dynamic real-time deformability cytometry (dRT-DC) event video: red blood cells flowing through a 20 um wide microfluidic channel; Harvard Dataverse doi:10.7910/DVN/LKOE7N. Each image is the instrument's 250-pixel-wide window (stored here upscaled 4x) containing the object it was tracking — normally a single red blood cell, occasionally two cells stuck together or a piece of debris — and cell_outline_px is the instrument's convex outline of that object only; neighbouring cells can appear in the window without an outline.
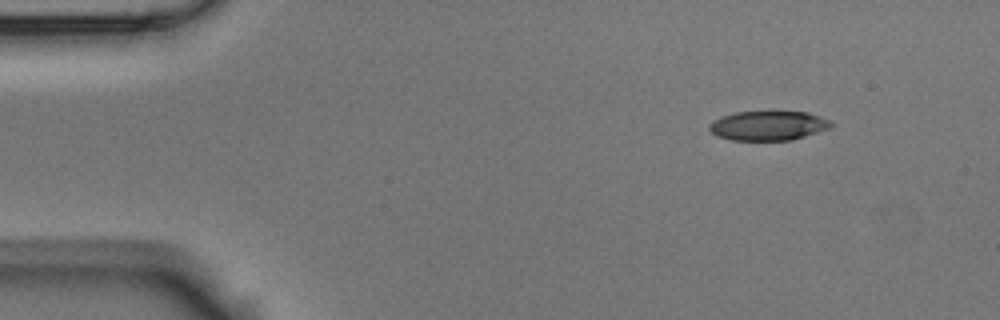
{"species": "Egyptian fruit bat (a non-hibernating species)", "species_latin": "Rousettus aegyptiacus", "temperature_condition": "room temperature", "stored_images_in_passage": 10, "camera_frame_rate_fps": 3000, "um_per_image_px": 0.085, "animal": {"sex": "male"}, "frame": {"image": 1, "passage_image": 1, "time_ms": 0.0, "image_size_px": [1000, 320], "cell_outline_px": [[836, 124], [828, 128], [792, 140], [732, 140], [716, 136], [708, 128], [708, 124], [724, 116], [736, 112], [808, 112], [820, 116]], "centroid_in_image_um": [65.3, 10.68], "position_along_channel_um": 19.7, "area_um2": 20.63}}
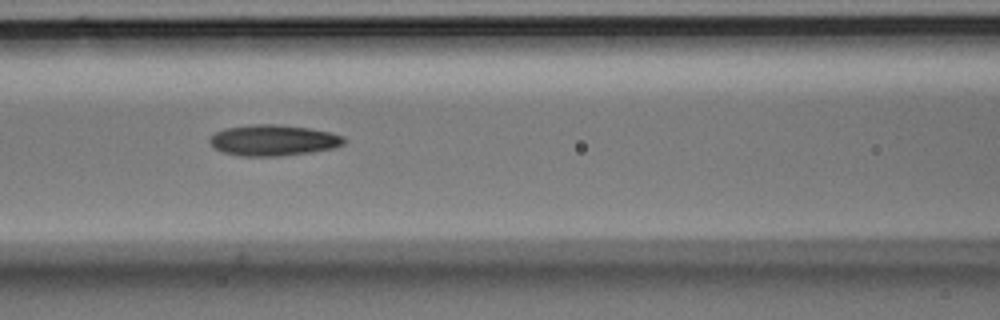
{"frame": {"image": 2, "passage_image": 6, "time_ms": 1.667, "image_size_px": [1000, 320], "cell_outline_px": [[348, 140], [344, 144], [332, 148], [312, 152], [280, 156], [240, 156], [224, 152], [216, 148], [208, 140], [216, 132], [224, 128], [252, 124], [276, 124], [308, 128], [332, 132], [344, 136]], "centroid_in_image_um": [23.27, 11.92], "position_along_channel_um": 143.3, "area_um2": 24.28}}
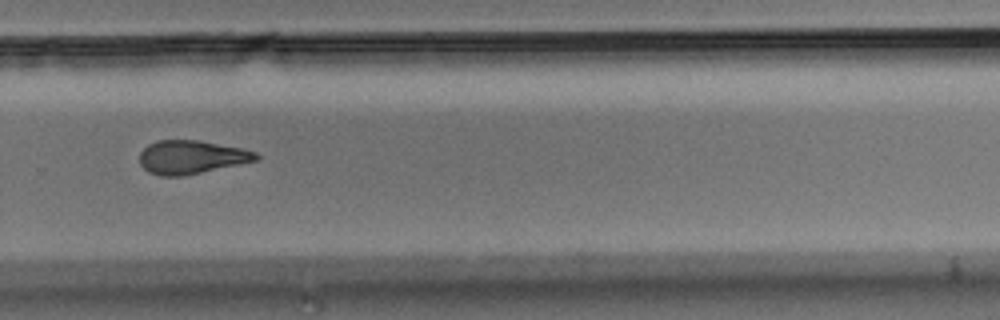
{"frame": {"image": 3, "passage_image": 10, "time_ms": 3.0, "image_size_px": [1000, 320], "cell_outline_px": [[260, 156], [256, 160], [200, 172], [180, 176], [160, 176], [148, 172], [140, 164], [140, 152], [148, 144], [156, 140], [200, 140], [244, 148], [256, 152]], "centroid_in_image_um": [16.24, 13.33], "position_along_channel_um": 313.6, "area_um2": 22.6}}